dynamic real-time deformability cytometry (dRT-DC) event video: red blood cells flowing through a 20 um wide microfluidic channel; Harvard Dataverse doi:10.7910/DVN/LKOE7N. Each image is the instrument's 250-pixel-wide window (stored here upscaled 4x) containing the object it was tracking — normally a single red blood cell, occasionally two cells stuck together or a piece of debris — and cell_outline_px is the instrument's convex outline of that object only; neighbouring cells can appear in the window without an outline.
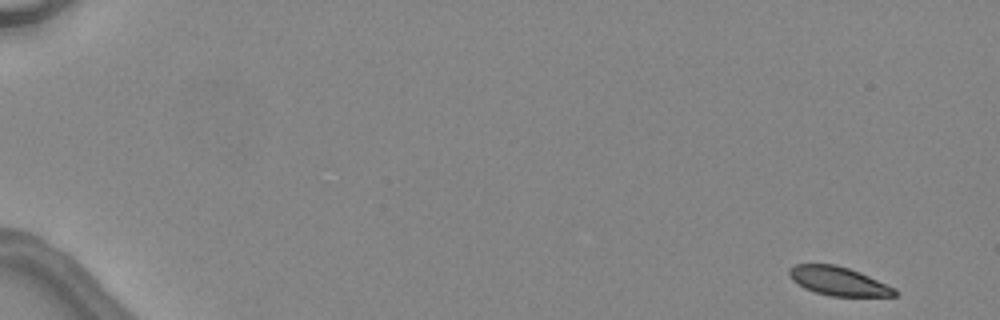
{"species": "common noctule bat (a hibernating species)", "species_latin": "Nyctalus noctula", "temperature_condition": "warm", "stored_images_in_passage": 5, "camera_frame_rate_fps": 3000, "um_per_image_px": 0.085, "animal": {"sex": "female", "body_mass_g": 24.6, "forearm_length_mm": 56.2}, "frame": {"image": 1, "passage_image": 1, "time_ms": 0.0, "image_size_px": [1000, 320], "cell_outline_px": [[900, 292], [896, 296], [832, 296], [816, 292], [804, 288], [792, 280], [788, 276], [788, 268], [796, 264], [836, 264], [860, 272], [896, 288]], "centroid_in_image_um": [71.28, 23.89], "position_along_channel_um": 13.7, "area_um2": 17.8}}
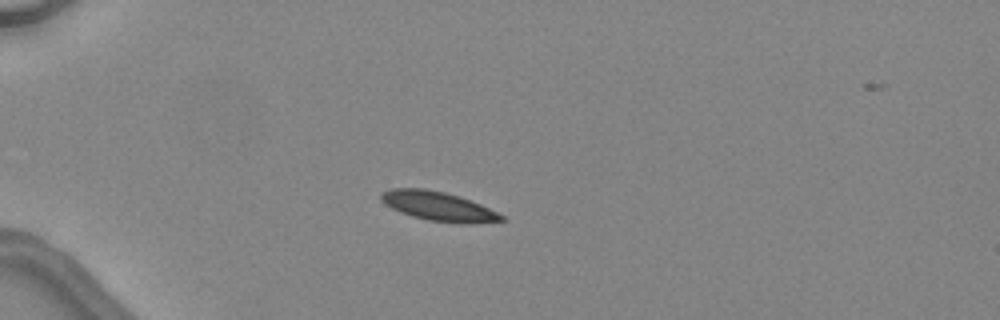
{"frame": {"image": 2, "passage_image": 4, "time_ms": 4.0, "image_size_px": [1000, 320], "cell_outline_px": [[504, 220], [472, 224], [460, 224], [428, 220], [412, 216], [400, 212], [384, 204], [380, 200], [380, 192], [392, 188], [424, 188], [444, 192], [460, 196], [480, 204], [504, 216]], "centroid_in_image_um": [37.22, 17.53], "position_along_channel_um": 47.8, "area_um2": 20.58}}